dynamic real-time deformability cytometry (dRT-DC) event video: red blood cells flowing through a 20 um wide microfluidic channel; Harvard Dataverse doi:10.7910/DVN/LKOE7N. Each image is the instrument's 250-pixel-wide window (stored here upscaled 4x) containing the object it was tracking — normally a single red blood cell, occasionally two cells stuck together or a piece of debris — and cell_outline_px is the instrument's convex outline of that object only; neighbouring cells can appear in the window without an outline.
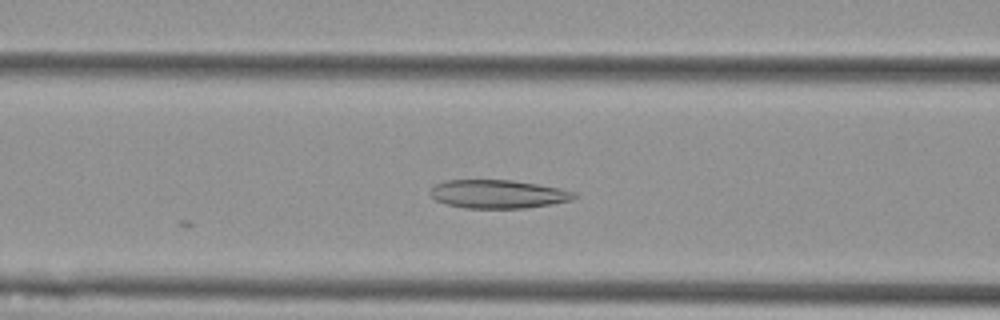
{"species": "Egyptian fruit bat (a non-hibernating species)", "species_latin": "Rousettus aegyptiacus", "temperature_condition": "cold", "stored_images_in_passage": 10, "camera_frame_rate_fps": 3000, "um_per_image_px": 0.085, "animal": {"sex": "female"}, "frame": {"image": 1, "passage_image": 6, "time_ms": 1.667, "image_size_px": [1000, 320], "cell_outline_px": [[580, 196], [572, 200], [552, 204], [524, 208], [464, 208], [444, 204], [436, 200], [428, 192], [436, 184], [444, 180], [512, 180], [560, 188], [576, 192]], "centroid_in_image_um": [42.35, 16.5], "position_along_channel_um": 124.3, "area_um2": 24.04}}
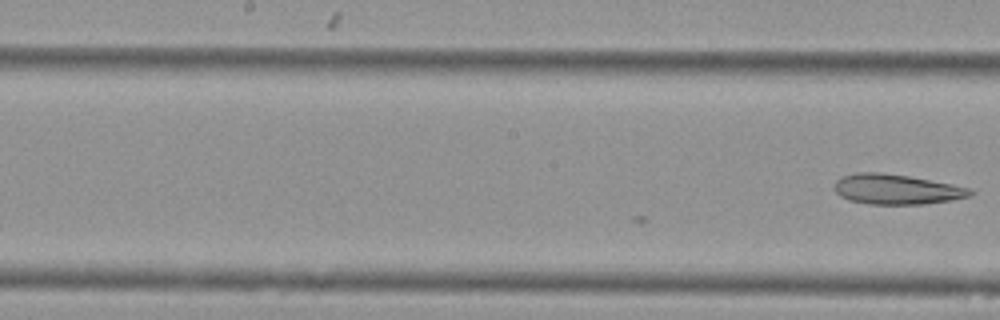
{"frame": {"image": 2, "passage_image": 10, "time_ms": 3.0, "image_size_px": [1000, 320], "cell_outline_px": [[976, 192], [972, 196], [952, 200], [924, 204], [868, 204], [848, 200], [840, 196], [832, 188], [832, 184], [840, 176], [856, 172], [880, 172], [908, 176], [952, 184], [972, 188]], "centroid_in_image_um": [76.18, 16.09], "position_along_channel_um": 172.0, "area_um2": 24.22}}